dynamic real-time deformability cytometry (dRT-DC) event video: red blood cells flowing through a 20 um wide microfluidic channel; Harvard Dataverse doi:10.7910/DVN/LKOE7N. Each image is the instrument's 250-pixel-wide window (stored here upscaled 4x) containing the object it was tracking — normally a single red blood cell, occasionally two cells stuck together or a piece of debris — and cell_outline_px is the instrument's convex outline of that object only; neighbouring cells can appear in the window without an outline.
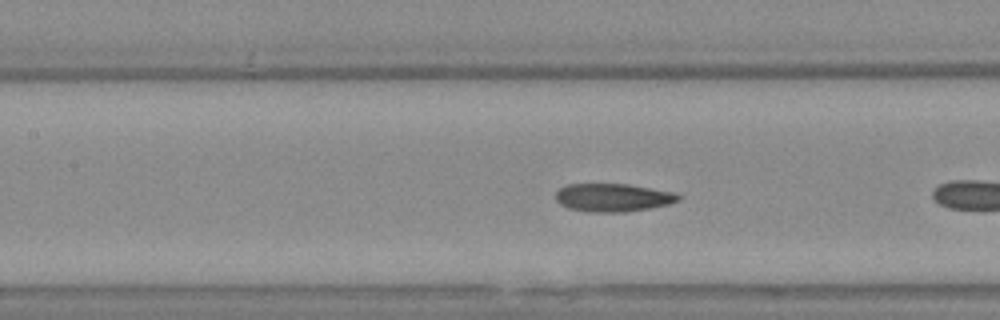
{"species": "Egyptian fruit bat (a non-hibernating species)", "species_latin": "Rousettus aegyptiacus", "temperature_condition": "warm", "stored_images_in_passage": 20, "camera_frame_rate_fps": 3000, "um_per_image_px": 0.085, "animal": {"sex": "female"}, "frame": {"image": 1, "passage_image": 9, "time_ms": 2.667, "image_size_px": [1000, 320], "cell_outline_px": [[680, 200], [668, 204], [648, 208], [624, 212], [588, 212], [568, 208], [560, 204], [556, 200], [556, 192], [560, 188], [568, 184], [624, 184], [672, 192], [680, 196]], "centroid_in_image_um": [52.05, 16.8], "position_along_channel_um": 155.4, "area_um2": 19.83}}